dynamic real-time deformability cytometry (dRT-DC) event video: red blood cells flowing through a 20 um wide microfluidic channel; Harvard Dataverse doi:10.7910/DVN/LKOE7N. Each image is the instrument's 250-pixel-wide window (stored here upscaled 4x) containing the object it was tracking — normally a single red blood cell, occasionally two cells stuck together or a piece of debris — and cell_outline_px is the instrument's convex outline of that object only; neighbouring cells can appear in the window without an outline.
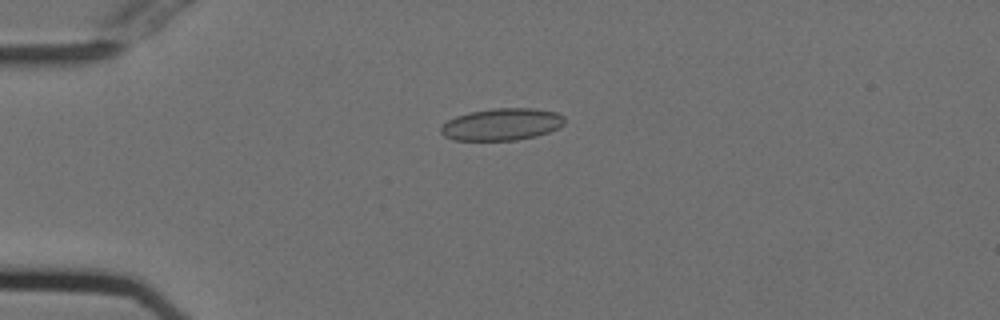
{"species": "Egyptian fruit bat (a non-hibernating species)", "species_latin": "Rousettus aegyptiacus", "temperature_condition": "cold", "stored_images_in_passage": 6, "camera_frame_rate_fps": 3000, "um_per_image_px": 0.085, "animal": {"sex": "female"}, "frame": {"image": 1, "passage_image": 2, "time_ms": 0.333, "image_size_px": [1000, 320], "cell_outline_px": [[564, 124], [548, 132], [536, 136], [516, 140], [452, 140], [444, 136], [440, 132], [440, 128], [448, 120], [456, 116], [468, 112], [492, 108], [532, 108], [556, 112], [564, 116]], "centroid_in_image_um": [42.63, 10.56], "position_along_channel_um": 42.4, "area_um2": 23.12}}